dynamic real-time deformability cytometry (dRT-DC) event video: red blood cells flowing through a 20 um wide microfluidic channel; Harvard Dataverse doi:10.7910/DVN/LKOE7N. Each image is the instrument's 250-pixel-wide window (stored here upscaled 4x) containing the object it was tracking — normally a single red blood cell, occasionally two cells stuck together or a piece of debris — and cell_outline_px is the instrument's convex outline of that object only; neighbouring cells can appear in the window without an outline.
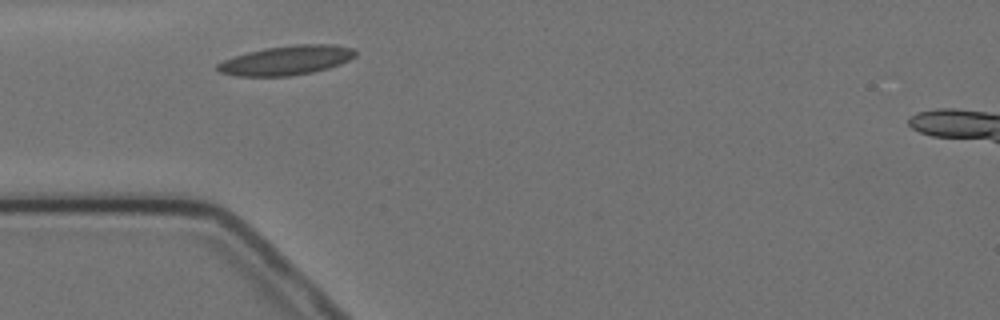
{"species": "Egyptian fruit bat (a non-hibernating species)", "species_latin": "Rousettus aegyptiacus", "temperature_condition": "cold", "stored_images_in_passage": 1, "camera_frame_rate_fps": 3000, "um_per_image_px": 0.085, "animal": {"sex": "female"}, "frame": {"image": 1, "passage_image": 1, "time_ms": 0.0, "image_size_px": [1000, 320], "cell_outline_px": [[356, 56], [340, 64], [328, 68], [312, 72], [288, 76], [236, 76], [220, 72], [216, 68], [216, 64], [224, 60], [248, 52], [264, 48], [296, 44], [332, 44], [352, 48], [356, 52]], "centroid_in_image_um": [24.35, 5.12], "position_along_channel_um": 60.7, "area_um2": 23.47}}